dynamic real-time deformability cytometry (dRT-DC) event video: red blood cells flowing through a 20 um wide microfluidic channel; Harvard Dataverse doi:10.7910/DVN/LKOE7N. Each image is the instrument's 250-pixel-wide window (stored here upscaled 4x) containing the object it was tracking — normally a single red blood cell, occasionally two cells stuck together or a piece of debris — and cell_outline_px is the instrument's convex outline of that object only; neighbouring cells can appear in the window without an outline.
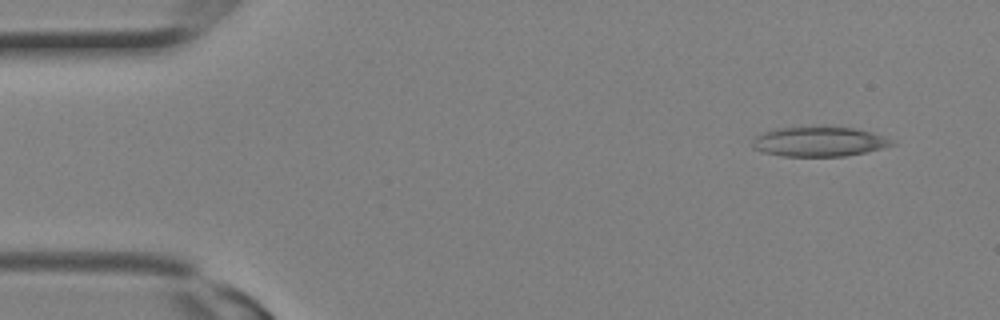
{"species": "Egyptian fruit bat (a non-hibernating species)", "species_latin": "Rousettus aegyptiacus", "temperature_condition": "room temperature", "stored_images_in_passage": 2, "camera_frame_rate_fps": 3000, "um_per_image_px": 0.085, "animal": {"sex": "female"}, "frame": {"image": 1, "passage_image": 1, "time_ms": 0.0, "image_size_px": [1000, 320], "cell_outline_px": [[896, 144], [884, 148], [844, 156], [784, 156], [764, 152], [752, 148], [752, 140], [756, 136], [764, 132], [776, 128], [856, 128], [872, 132], [896, 140]], "centroid_in_image_um": [69.67, 12.05], "position_along_channel_um": 15.3, "area_um2": 23.87}}
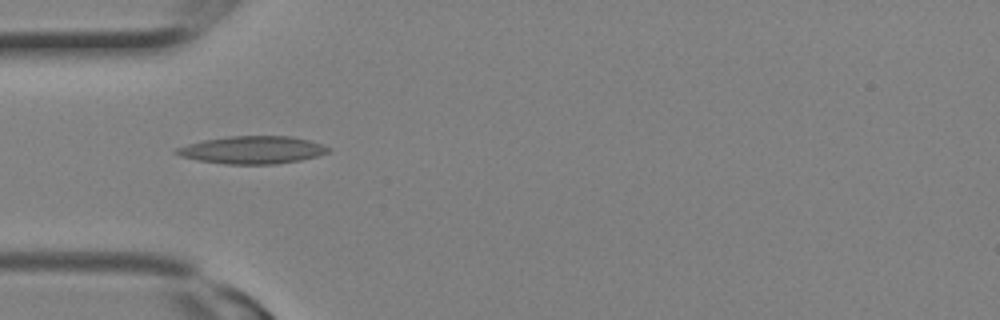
{"frame": {"image": 2, "passage_image": 2, "time_ms": 0.333, "image_size_px": [1000, 320], "cell_outline_px": [[332, 148], [328, 152], [316, 156], [300, 160], [276, 164], [224, 164], [200, 160], [184, 156], [172, 152], [176, 148], [188, 144], [204, 140], [228, 136], [292, 136], [308, 140]], "centroid_in_image_um": [21.47, 12.74], "position_along_channel_um": 63.5, "area_um2": 24.22}}